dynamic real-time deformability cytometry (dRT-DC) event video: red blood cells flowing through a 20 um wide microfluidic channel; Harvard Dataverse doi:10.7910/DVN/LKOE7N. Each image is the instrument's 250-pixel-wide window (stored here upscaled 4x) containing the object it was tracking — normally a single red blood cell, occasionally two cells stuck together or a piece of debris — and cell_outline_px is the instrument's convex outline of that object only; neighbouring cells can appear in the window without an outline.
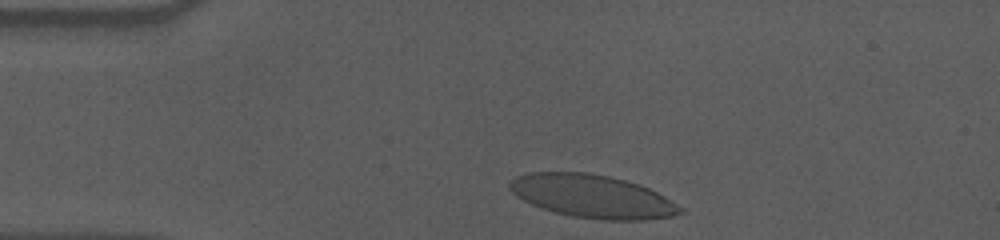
{"species": "human", "species_latin": "Homo sapiens", "temperature_condition": "cold", "stored_images_in_passage": 36, "camera_frame_rate_fps": 3000, "um_per_image_px": 0.085, "donor": {"sex": "male"}, "frame": {"image": 1, "passage_image": 2, "time_ms": 0.333, "image_size_px": [1000, 240], "cell_outline_px": [[684, 212], [672, 216], [644, 220], [600, 220], [572, 216], [540, 208], [516, 196], [508, 188], [508, 184], [516, 176], [528, 172], [588, 172], [608, 176], [640, 184], [664, 196], [684, 208]], "centroid_in_image_um": [50.35, 16.68], "position_along_channel_um": 34.7, "area_um2": 42.89}}
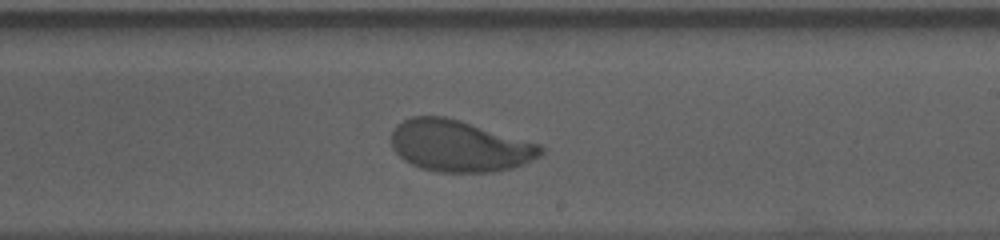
{"frame": {"image": 2, "passage_image": 24, "time_ms": 7.667, "image_size_px": [1000, 240], "cell_outline_px": [[544, 152], [540, 156], [524, 164], [512, 168], [492, 172], [436, 172], [420, 168], [404, 160], [392, 148], [392, 132], [404, 120], [412, 116], [444, 116], [460, 120], [540, 144], [544, 148]], "centroid_in_image_um": [39.07, 12.42], "position_along_channel_um": 249.9, "area_um2": 44.74}}
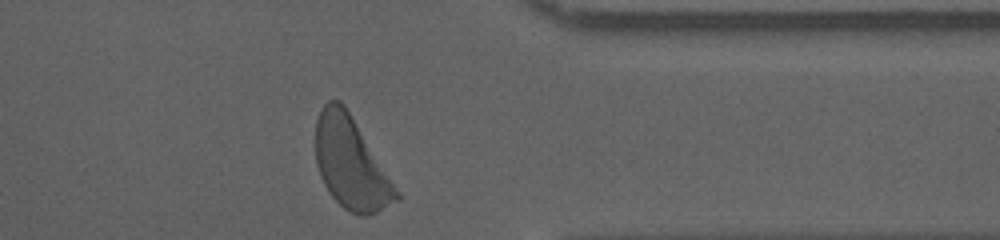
{"frame": {"image": 3, "passage_image": 36, "time_ms": 11.667, "image_size_px": [1000, 240], "cell_outline_px": [[400, 200], [368, 216], [360, 216], [344, 208], [328, 192], [320, 176], [316, 164], [316, 120], [320, 108], [328, 100], [340, 100], [344, 104], [400, 192]], "centroid_in_image_um": [29.82, 13.88], "position_along_channel_um": 381.6, "area_um2": 42.95}, "authors_computed_cell_mechanics": {"area_um2": 44.6216, "velocity_mm_per_s": 3.5304, "shape_relaxation_time_tau1_ms": 3.6049, "shape_relaxation_time_tau2_ms": null, "deformation_change_tau1": 0.164, "deformation_change_tau2": null}}